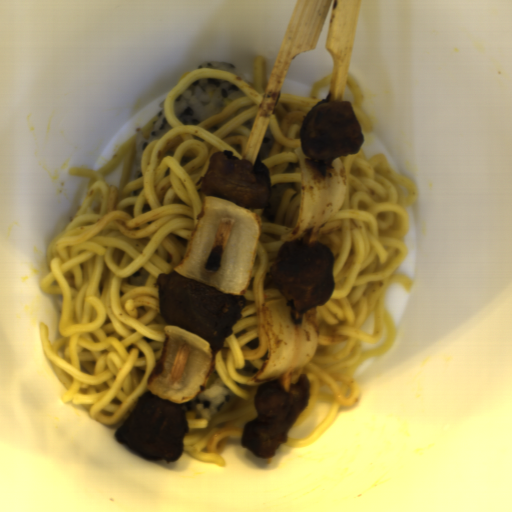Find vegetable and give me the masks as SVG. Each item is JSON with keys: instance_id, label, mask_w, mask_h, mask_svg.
I'll use <instances>...</instances> for the list:
<instances>
[{"instance_id": "add77e79", "label": "vegetable", "mask_w": 512, "mask_h": 512, "mask_svg": "<svg viewBox=\"0 0 512 512\" xmlns=\"http://www.w3.org/2000/svg\"><path fill=\"white\" fill-rule=\"evenodd\" d=\"M261 231L260 217L245 206L203 195L201 212L174 271L240 296L250 284Z\"/></svg>"}, {"instance_id": "ea0f7189", "label": "vegetable", "mask_w": 512, "mask_h": 512, "mask_svg": "<svg viewBox=\"0 0 512 512\" xmlns=\"http://www.w3.org/2000/svg\"><path fill=\"white\" fill-rule=\"evenodd\" d=\"M164 338L158 363L147 379L152 395L178 404L189 403L202 394L216 364L210 342L175 325L163 328Z\"/></svg>"}, {"instance_id": "f7b5029e", "label": "vegetable", "mask_w": 512, "mask_h": 512, "mask_svg": "<svg viewBox=\"0 0 512 512\" xmlns=\"http://www.w3.org/2000/svg\"><path fill=\"white\" fill-rule=\"evenodd\" d=\"M263 326L267 344L265 360L253 376L262 384L283 380L304 370L318 345L316 307L300 312L285 301L264 306Z\"/></svg>"}, {"instance_id": "96ceb2fe", "label": "vegetable", "mask_w": 512, "mask_h": 512, "mask_svg": "<svg viewBox=\"0 0 512 512\" xmlns=\"http://www.w3.org/2000/svg\"><path fill=\"white\" fill-rule=\"evenodd\" d=\"M300 165L299 214L293 230L282 241L304 240L323 230L339 211L347 190L345 166L340 158L322 164L295 150Z\"/></svg>"}]
</instances>
